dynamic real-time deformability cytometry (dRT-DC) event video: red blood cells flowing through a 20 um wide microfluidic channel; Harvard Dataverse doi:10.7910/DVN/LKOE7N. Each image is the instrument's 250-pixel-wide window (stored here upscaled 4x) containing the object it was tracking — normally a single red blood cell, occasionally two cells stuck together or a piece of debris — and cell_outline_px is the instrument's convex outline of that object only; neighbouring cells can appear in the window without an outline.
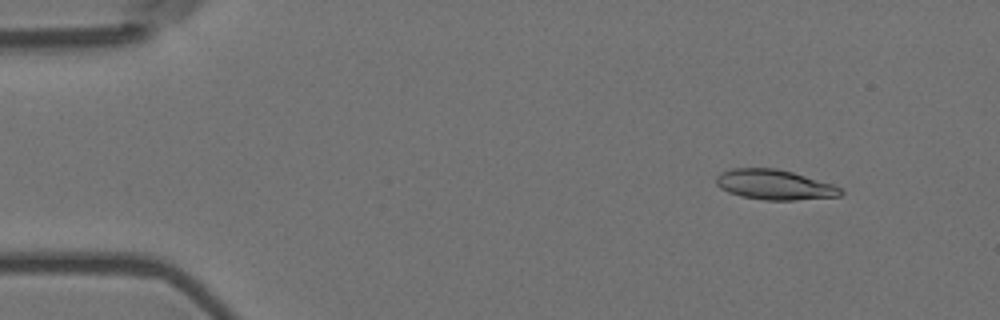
{"species": "Egyptian fruit bat (a non-hibernating species)", "species_latin": "Rousettus aegyptiacus", "temperature_condition": "room temperature", "stored_images_in_passage": 6, "camera_frame_rate_fps": 3000, "um_per_image_px": 0.085, "animal": {"sex": "female"}, "frame": {"image": 1, "passage_image": 2, "time_ms": 0.333, "image_size_px": [1000, 320], "cell_outline_px": [[844, 192], [840, 196], [796, 200], [764, 200], [740, 196], [728, 192], [720, 188], [716, 184], [716, 176], [720, 172], [732, 168], [776, 168], [792, 172], [832, 184], [840, 188]], "centroid_in_image_um": [65.79, 15.7], "position_along_channel_um": 19.2, "area_um2": 21.79}}
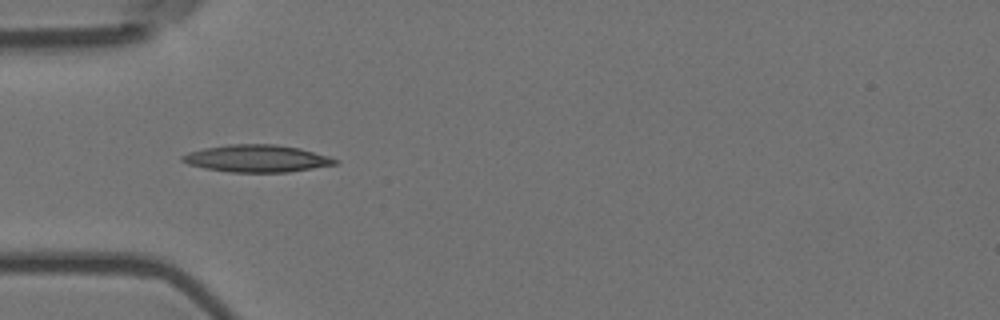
{"frame": {"image": 2, "passage_image": 5, "time_ms": 1.333, "image_size_px": [1000, 320], "cell_outline_px": [[340, 160], [336, 164], [288, 172], [232, 172], [204, 168], [188, 164], [180, 160], [180, 156], [188, 152], [204, 148], [228, 144], [276, 144], [300, 148], [328, 156]], "centroid_in_image_um": [21.8, 13.46], "position_along_channel_um": 63.2, "area_um2": 24.22}}
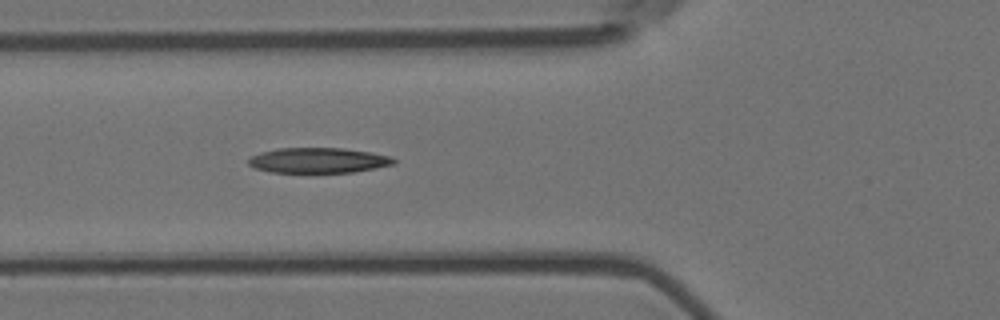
{"frame": {"image": 3, "passage_image": 6, "time_ms": 1.667, "image_size_px": [1000, 320], "cell_outline_px": [[396, 164], [376, 168], [352, 172], [272, 172], [252, 168], [248, 164], [248, 156], [260, 152], [280, 148], [344, 148], [372, 152], [392, 156], [396, 160]], "centroid_in_image_um": [27.05, 13.62], "position_along_channel_um": 98.7, "area_um2": 21.62}}